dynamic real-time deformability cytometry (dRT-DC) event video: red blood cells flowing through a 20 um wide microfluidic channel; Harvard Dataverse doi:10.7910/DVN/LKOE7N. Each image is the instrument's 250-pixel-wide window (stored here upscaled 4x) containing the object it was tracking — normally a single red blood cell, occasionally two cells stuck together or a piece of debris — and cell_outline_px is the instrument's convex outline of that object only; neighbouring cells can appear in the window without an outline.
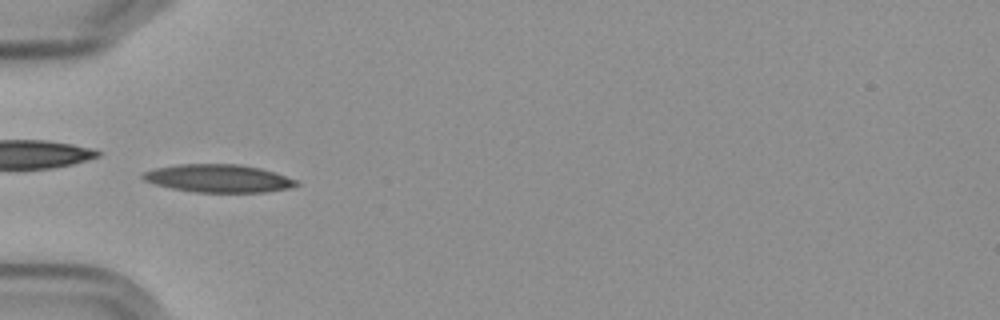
{"species": "Egyptian fruit bat (a non-hibernating species)", "species_latin": "Rousettus aegyptiacus", "temperature_condition": "cold", "stored_images_in_passage": 43, "camera_frame_rate_fps": 3000, "um_per_image_px": 0.085, "frame": {"image": 1, "passage_image": 5, "time_ms": 1.333, "image_size_px": [1000, 320], "cell_outline_px": [[300, 184], [288, 188], [264, 192], [196, 192], [172, 188], [156, 184], [144, 180], [140, 176], [144, 172], [152, 168], [176, 164], [240, 164], [260, 168], [296, 180]], "centroid_in_image_um": [18.51, 15.15], "position_along_channel_um": 66.5, "area_um2": 24.8}}
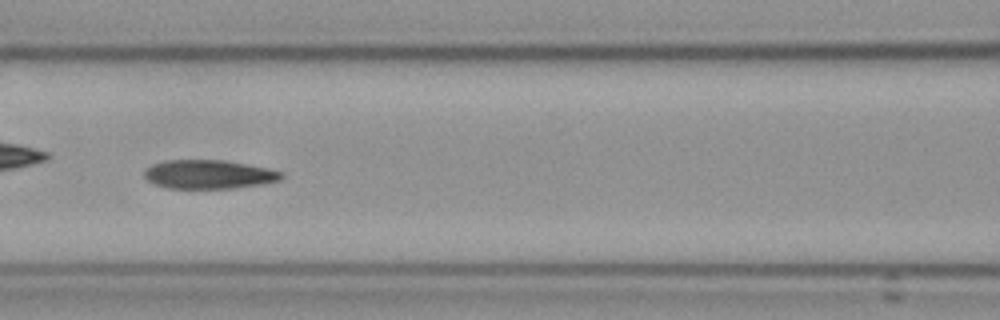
{"frame": {"image": 2, "passage_image": 12, "time_ms": 3.667, "image_size_px": [1000, 320], "cell_outline_px": [[284, 176], [280, 180], [260, 184], [236, 188], [168, 188], [156, 184], [148, 180], [144, 176], [144, 172], [152, 164], [164, 160], [224, 160], [268, 168], [284, 172]], "centroid_in_image_um": [17.77, 14.81], "position_along_channel_um": 148.8, "area_um2": 22.95}}
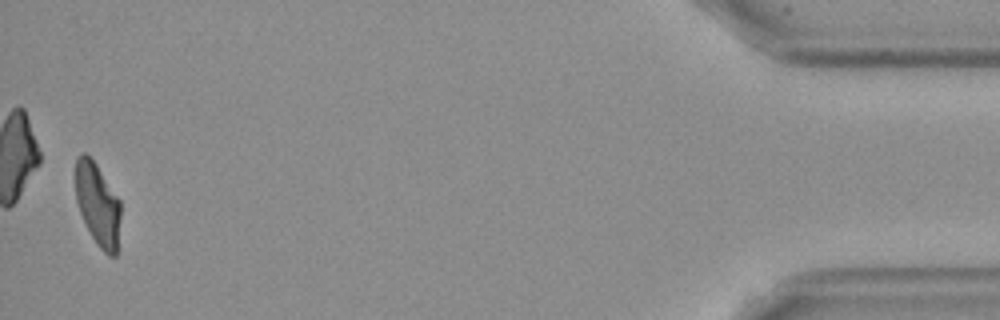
{"frame": {"image": 3, "passage_image": 42, "time_ms": 13.667, "image_size_px": [1000, 320], "cell_outline_px": [[120, 216], [116, 256], [108, 256], [96, 244], [80, 212], [76, 200], [76, 160], [84, 152], [96, 164], [120, 200]], "centroid_in_image_um": [8.32, 17.4], "position_along_channel_um": 426.9, "area_um2": 21.33}, "authors_computed_cell_mechanics": {"area_um2": 23.409, "velocity_mm_per_s": 3.5893, "shape_relaxation_time_tau1_ms": 10.3724, "shape_relaxation_time_tau2_ms": 2.3218, "deformation_change_tau1": 0.2628, "deformation_change_tau2": 0.0848}}